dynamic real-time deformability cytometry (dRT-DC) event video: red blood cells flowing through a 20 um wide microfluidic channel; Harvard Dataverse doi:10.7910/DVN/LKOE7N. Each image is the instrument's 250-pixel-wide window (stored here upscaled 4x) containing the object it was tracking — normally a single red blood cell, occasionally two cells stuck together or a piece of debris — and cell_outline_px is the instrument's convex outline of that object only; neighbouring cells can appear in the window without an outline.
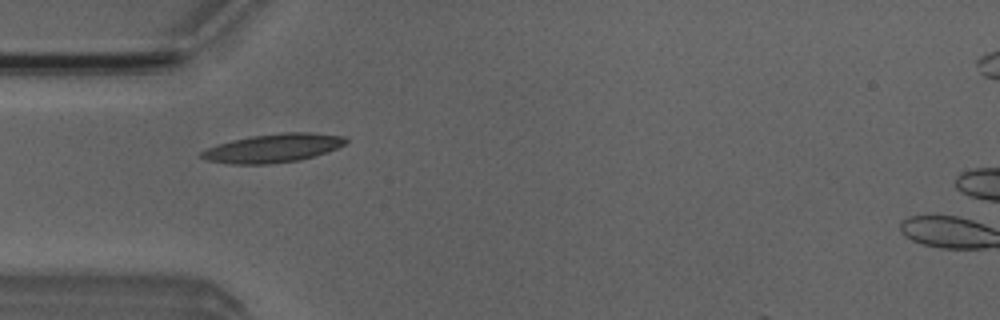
{"species": "Egyptian fruit bat (a non-hibernating species)", "species_latin": "Rousettus aegyptiacus", "temperature_condition": "room temperature", "stored_images_in_passage": 7, "camera_frame_rate_fps": 3000, "um_per_image_px": 0.085, "animal": {"sex": "male"}, "frame": {"image": 1, "passage_image": 5, "time_ms": 4.667, "image_size_px": [1000, 320], "cell_outline_px": [[348, 140], [344, 144], [336, 148], [312, 156], [296, 160], [268, 164], [232, 164], [208, 160], [196, 156], [200, 152], [216, 144], [232, 140], [252, 136], [284, 132], [312, 132], [344, 136]], "centroid_in_image_um": [23.16, 12.58], "position_along_channel_um": 61.8, "area_um2": 23.81}}